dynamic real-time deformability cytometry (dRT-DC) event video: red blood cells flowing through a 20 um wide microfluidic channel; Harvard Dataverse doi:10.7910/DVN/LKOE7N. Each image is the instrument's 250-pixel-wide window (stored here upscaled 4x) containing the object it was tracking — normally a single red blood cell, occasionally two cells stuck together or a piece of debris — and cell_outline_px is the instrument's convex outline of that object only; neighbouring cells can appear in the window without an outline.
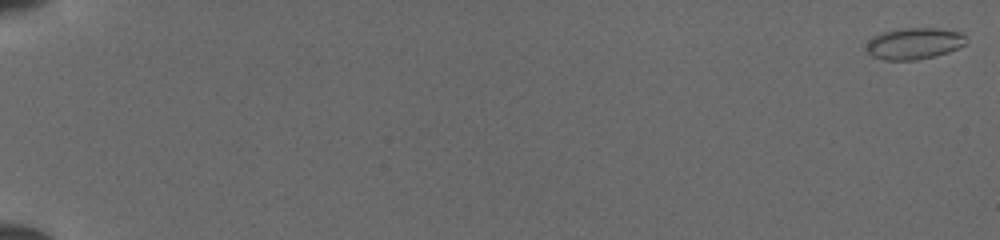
{"species": "common noctule bat (a hibernating species)", "species_latin": "Nyctalus noctula", "temperature_condition": "cold", "stored_images_in_passage": 52, "camera_frame_rate_fps": 3000, "um_per_image_px": 0.085, "animal": {"sex": "female", "body_mass_g": 19.5, "forearm_length_mm": 54.1}, "frame": {"image": 1, "passage_image": 1, "time_ms": 0.0, "image_size_px": [1000, 240], "cell_outline_px": [[968, 44], [948, 52], [936, 56], [916, 60], [884, 60], [872, 56], [864, 48], [868, 40], [872, 36], [880, 32], [900, 28], [940, 28], [960, 32], [964, 36]], "centroid_in_image_um": [77.68, 3.69], "position_along_channel_um": 7.3, "area_um2": 18.67}}
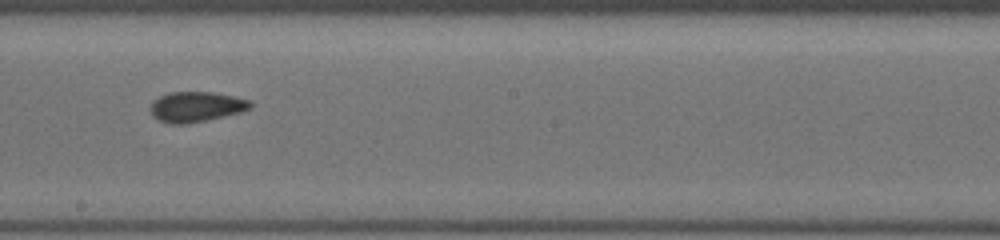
{"frame": {"image": 2, "passage_image": 32, "time_ms": 10.333, "image_size_px": [1000, 240], "cell_outline_px": [[252, 108], [240, 112], [204, 120], [184, 124], [172, 124], [160, 120], [152, 116], [148, 108], [152, 100], [168, 92], [212, 92], [252, 100]], "centroid_in_image_um": [16.63, 9.06], "position_along_channel_um": 231.6, "area_um2": 17.63}}
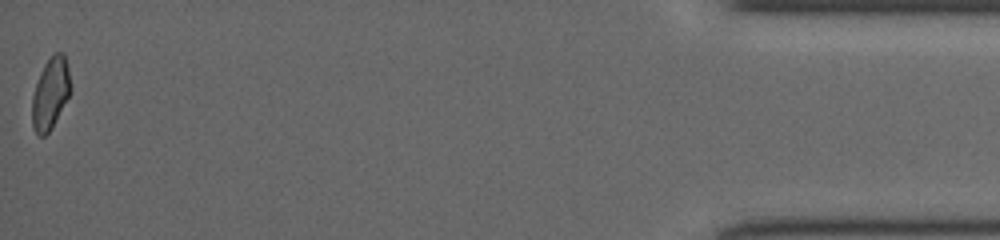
{"frame": {"image": 3, "passage_image": 52, "time_ms": 17.0, "image_size_px": [1000, 240], "cell_outline_px": [[72, 92], [52, 128], [44, 136], [36, 136], [32, 124], [32, 96], [40, 72], [44, 64], [56, 52], [64, 52], [68, 68], [72, 88]], "centroid_in_image_um": [4.3, 7.96], "position_along_channel_um": 430.9, "area_um2": 16.3}}